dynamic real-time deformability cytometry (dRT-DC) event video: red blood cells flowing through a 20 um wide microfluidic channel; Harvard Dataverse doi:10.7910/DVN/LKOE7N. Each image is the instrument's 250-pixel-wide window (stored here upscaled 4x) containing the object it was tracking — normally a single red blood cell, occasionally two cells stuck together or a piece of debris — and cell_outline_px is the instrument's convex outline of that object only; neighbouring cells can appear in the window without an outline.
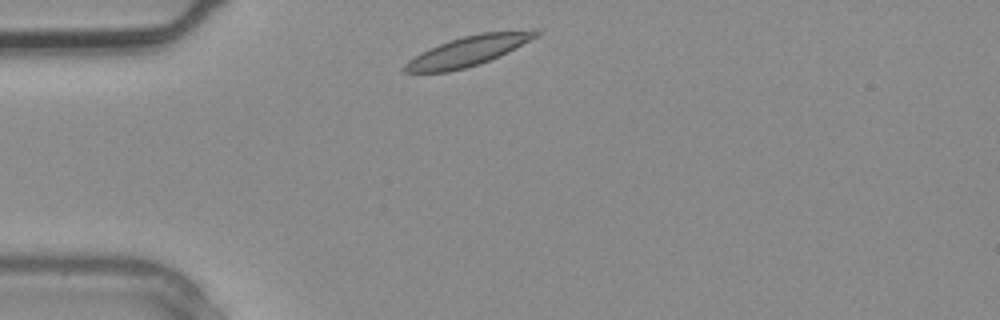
{"species": "common noctule bat (a hibernating species)", "species_latin": "Nyctalus noctula", "temperature_condition": "warm", "stored_images_in_passage": 1, "camera_frame_rate_fps": 3000, "um_per_image_px": 0.085, "animal": {"sex": "male", "body_mass_g": 20.4}, "frame": {"image": 1, "passage_image": 1, "time_ms": 0.0, "image_size_px": [1000, 320], "cell_outline_px": [[540, 36], [500, 56], [480, 64], [448, 72], [404, 72], [400, 68], [408, 60], [440, 44], [464, 36], [480, 32], [536, 28], [540, 32]], "centroid_in_image_um": [39.91, 4.31], "position_along_channel_um": 45.1, "area_um2": 23.0}}